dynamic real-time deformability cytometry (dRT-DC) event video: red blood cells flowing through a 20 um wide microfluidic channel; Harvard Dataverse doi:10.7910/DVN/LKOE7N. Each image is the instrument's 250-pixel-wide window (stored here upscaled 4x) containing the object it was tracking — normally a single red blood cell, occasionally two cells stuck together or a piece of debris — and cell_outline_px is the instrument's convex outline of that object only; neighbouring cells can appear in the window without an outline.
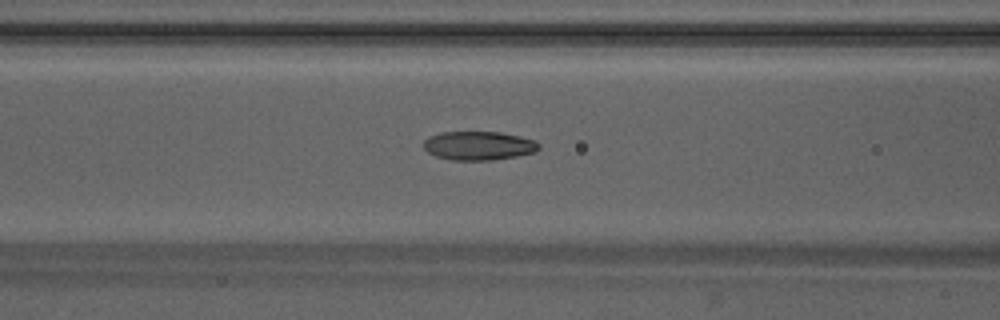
{"species": "Egyptian fruit bat (a non-hibernating species)", "species_latin": "Rousettus aegyptiacus", "temperature_condition": "warm", "stored_images_in_passage": 31, "camera_frame_rate_fps": 3000, "um_per_image_px": 0.085, "animal": {"sex": "male"}, "frame": {"image": 1, "passage_image": 6, "time_ms": 1.667, "image_size_px": [1000, 320], "cell_outline_px": [[540, 148], [536, 152], [516, 156], [492, 160], [452, 160], [436, 156], [428, 152], [424, 148], [424, 140], [428, 136], [440, 132], [500, 132], [520, 136], [536, 140], [540, 144]], "centroid_in_image_um": [40.71, 12.38], "position_along_channel_um": 125.9, "area_um2": 19.48}}
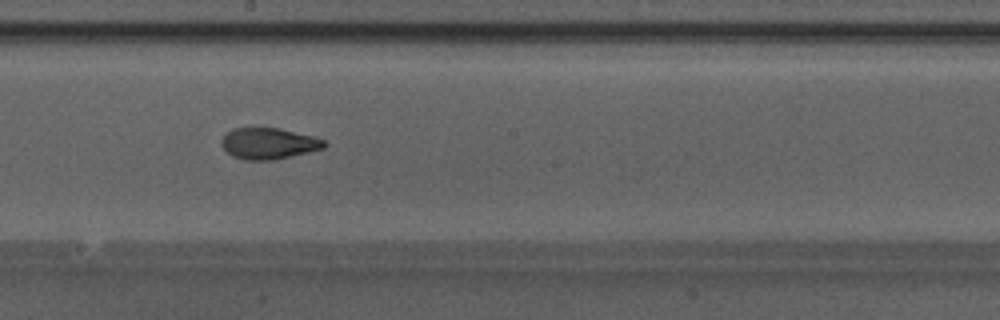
{"frame": {"image": 2, "passage_image": 13, "time_ms": 4.0, "image_size_px": [1000, 320], "cell_outline_px": [[328, 144], [324, 148], [308, 152], [272, 160], [244, 160], [232, 156], [220, 144], [220, 140], [232, 128], [280, 128], [312, 136], [324, 140]], "centroid_in_image_um": [22.82, 12.19], "position_along_channel_um": 225.4, "area_um2": 18.61}}
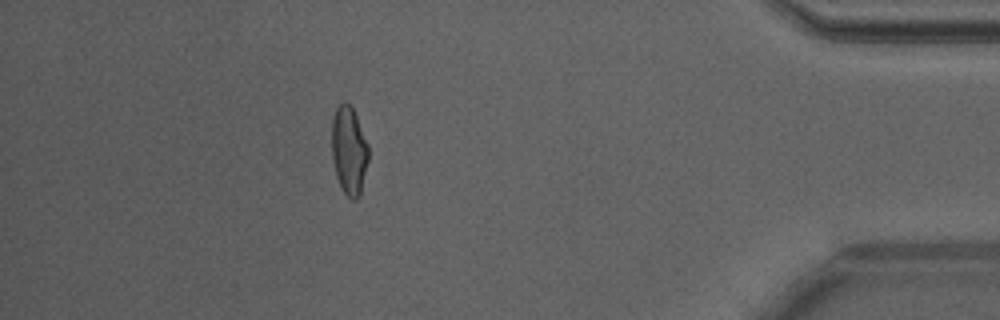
{"frame": {"image": 3, "passage_image": 29, "time_ms": 9.333, "image_size_px": [1000, 320], "cell_outline_px": [[368, 160], [360, 196], [356, 200], [352, 200], [340, 188], [336, 176], [332, 156], [332, 120], [336, 108], [344, 100], [348, 100], [356, 116], [368, 144]], "centroid_in_image_um": [29.66, 12.8], "position_along_channel_um": 405.5, "area_um2": 18.96}}